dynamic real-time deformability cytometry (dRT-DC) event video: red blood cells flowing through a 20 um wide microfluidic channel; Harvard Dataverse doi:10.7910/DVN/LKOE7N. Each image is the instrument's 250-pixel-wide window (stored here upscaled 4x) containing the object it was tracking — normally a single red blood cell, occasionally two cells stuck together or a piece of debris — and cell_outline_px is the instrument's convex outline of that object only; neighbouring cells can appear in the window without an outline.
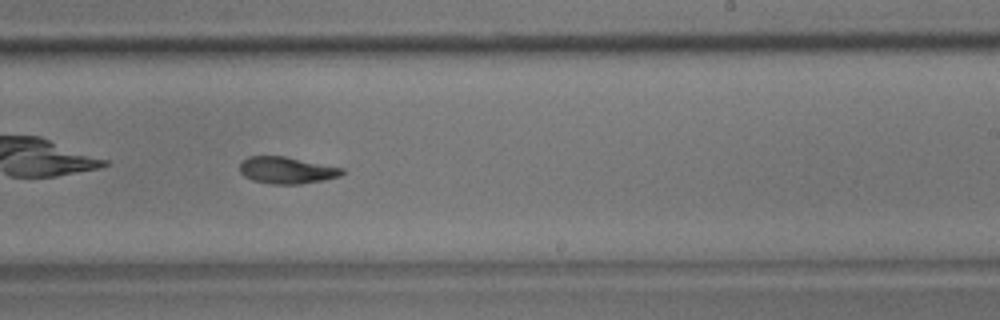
{"species": "common noctule bat (a hibernating species)", "species_latin": "Nyctalus noctula", "temperature_condition": "room temperature", "stored_images_in_passage": 38, "camera_frame_rate_fps": 3000, "um_per_image_px": 0.085, "animal": {"sex": "male", "body_mass_g": 17.9}, "frame": {"image": 1, "passage_image": 17, "time_ms": 5.333, "image_size_px": [1000, 320], "cell_outline_px": [[344, 172], [340, 176], [324, 180], [300, 184], [268, 184], [252, 180], [244, 176], [240, 172], [240, 160], [248, 156], [284, 156], [344, 168]], "centroid_in_image_um": [24.34, 14.47], "position_along_channel_um": 264.7, "area_um2": 16.13}, "authors_computed_cell_mechanics": {"area_um2": 16.3574, "velocity_mm_per_s": 3.6929, "shape_relaxation_time_tau1_ms": 5.4976, "shape_relaxation_time_tau2_ms": 4.2461, "deformation_change_tau1": 0.1504, "deformation_change_tau2": 0.1002}}